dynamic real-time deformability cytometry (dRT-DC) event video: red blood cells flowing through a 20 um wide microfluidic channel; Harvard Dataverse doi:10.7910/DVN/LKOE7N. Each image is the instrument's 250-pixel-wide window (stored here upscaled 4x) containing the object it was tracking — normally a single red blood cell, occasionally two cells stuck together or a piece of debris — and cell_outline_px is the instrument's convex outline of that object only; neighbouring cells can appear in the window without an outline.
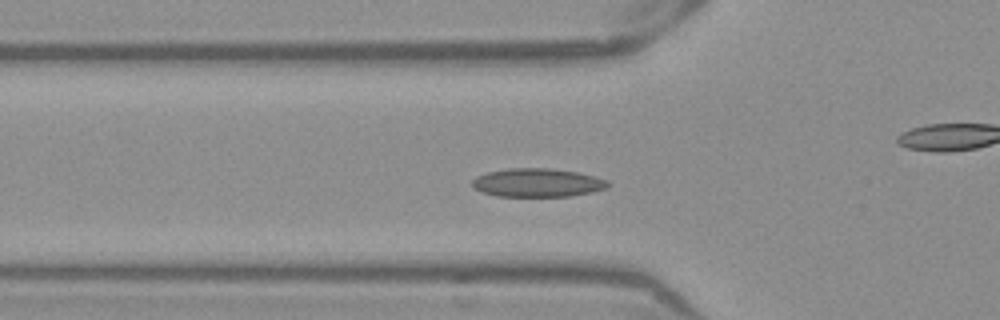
{"species": "Egyptian fruit bat (a non-hibernating species)", "species_latin": "Rousettus aegyptiacus", "temperature_condition": "warm", "stored_images_in_passage": 52, "camera_frame_rate_fps": 3000, "um_per_image_px": 0.085, "frame": {"image": 1, "passage_image": 17, "time_ms": 5.333, "image_size_px": [1000, 320], "cell_outline_px": [[608, 188], [592, 192], [568, 196], [496, 196], [480, 192], [472, 188], [472, 180], [476, 176], [488, 172], [508, 168], [552, 168], [580, 172], [596, 176], [608, 180]], "centroid_in_image_um": [45.68, 15.52], "position_along_channel_um": 80.1, "area_um2": 22.83}}
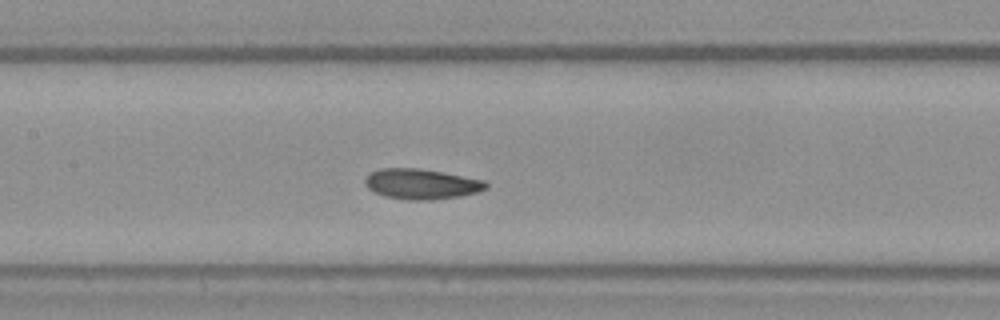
{"frame": {"image": 2, "passage_image": 24, "time_ms": 7.667, "image_size_px": [1000, 320], "cell_outline_px": [[488, 188], [476, 192], [460, 196], [428, 200], [408, 200], [384, 196], [368, 188], [364, 184], [364, 180], [368, 172], [380, 168], [420, 168], [444, 172], [484, 180], [488, 184]], "centroid_in_image_um": [35.79, 15.63], "position_along_channel_um": 171.6, "area_um2": 21.5}}
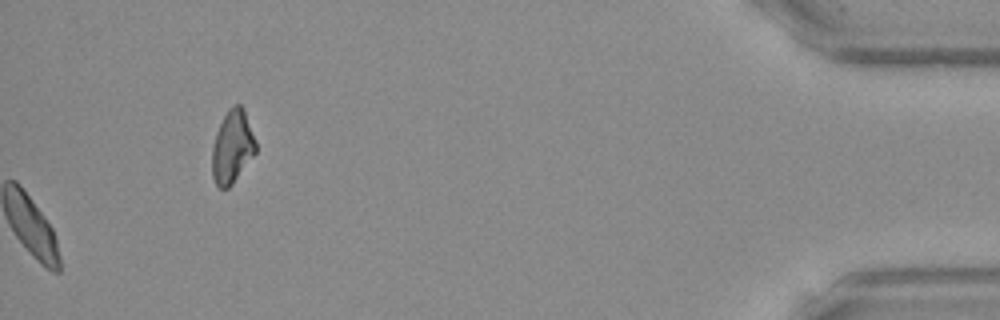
{"frame": {"image": 3, "passage_image": 52, "time_ms": 17.0, "image_size_px": [1000, 320], "cell_outline_px": [[256, 152], [232, 184], [228, 188], [220, 188], [216, 184], [212, 176], [212, 148], [216, 132], [228, 108], [236, 104], [240, 104], [244, 108], [256, 140]], "centroid_in_image_um": [19.75, 12.46], "position_along_channel_um": 415.5, "area_um2": 18.55}, "authors_computed_cell_mechanics": {"area_um2": 21.0681, "velocity_mm_per_s": 3.8759, "shape_relaxation_time_tau1_ms": 5.7125, "shape_relaxation_time_tau2_ms": 3.1479, "deformation_change_tau1": 0.1077, "deformation_change_tau2": 0.0598}}